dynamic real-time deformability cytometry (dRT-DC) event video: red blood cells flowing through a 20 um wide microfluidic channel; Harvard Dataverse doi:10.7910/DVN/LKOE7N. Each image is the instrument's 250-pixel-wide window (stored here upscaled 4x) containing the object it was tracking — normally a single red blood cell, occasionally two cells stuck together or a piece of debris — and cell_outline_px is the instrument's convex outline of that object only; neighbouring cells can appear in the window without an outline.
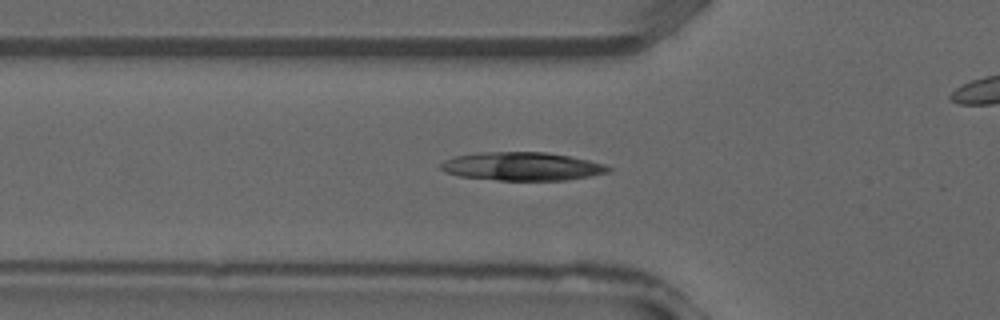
{"species": "common noctule bat (a hibernating species)", "species_latin": "Nyctalus noctula", "temperature_condition": "warm", "stored_images_in_passage": 8, "camera_frame_rate_fps": 3000, "um_per_image_px": 0.085, "animal": {"sex": "male", "forearm_length_mm": 52.5}, "frame": {"image": 1, "passage_image": 6, "time_ms": 1.667, "image_size_px": [1000, 320], "cell_outline_px": [[612, 168], [608, 172], [588, 176], [564, 180], [500, 180], [460, 176], [444, 172], [440, 168], [440, 164], [444, 160], [452, 156], [476, 152], [548, 152], [588, 160], [604, 164]], "centroid_in_image_um": [44.31, 14.13], "position_along_channel_um": 81.5, "area_um2": 27.63}}